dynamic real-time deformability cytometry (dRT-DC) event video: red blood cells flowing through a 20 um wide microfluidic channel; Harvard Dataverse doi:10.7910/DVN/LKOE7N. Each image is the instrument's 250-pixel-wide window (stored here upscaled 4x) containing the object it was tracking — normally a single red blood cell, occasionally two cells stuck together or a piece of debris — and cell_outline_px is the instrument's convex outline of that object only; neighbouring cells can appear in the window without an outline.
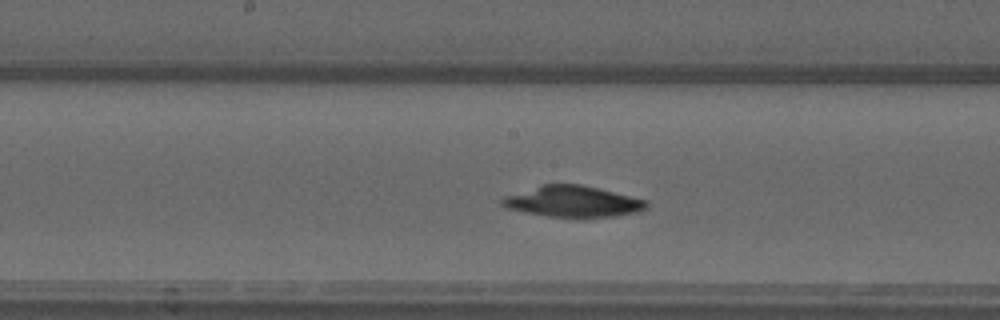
{"species": "common noctule bat (a hibernating species)", "species_latin": "Nyctalus noctula", "temperature_condition": "warm", "stored_images_in_passage": 43, "camera_frame_rate_fps": 3000, "um_per_image_px": 0.085, "animal": {"sex": "male", "forearm_length_mm": 52.5}, "frame": {"image": 1, "passage_image": 18, "time_ms": 5.667, "image_size_px": [1000, 320], "cell_outline_px": [[648, 208], [636, 212], [616, 216], [584, 220], [548, 216], [524, 212], [508, 208], [500, 204], [500, 200], [504, 196], [540, 184], [580, 184], [648, 200]], "centroid_in_image_um": [48.7, 17.16], "position_along_channel_um": 199.5, "area_um2": 26.88}}
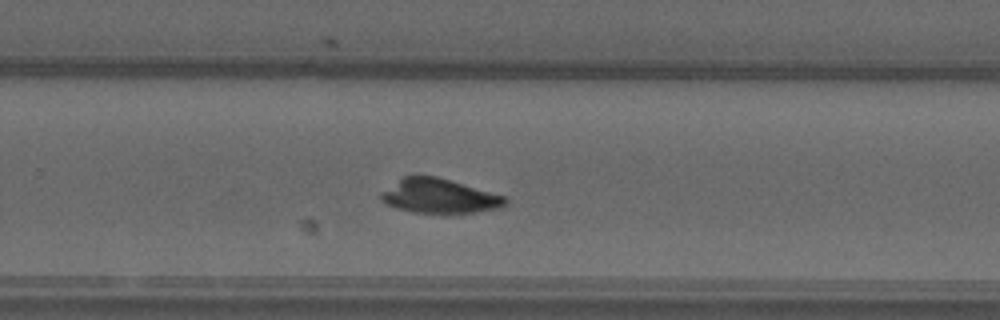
{"frame": {"image": 2, "passage_image": 25, "time_ms": 8.0, "image_size_px": [1000, 320], "cell_outline_px": [[508, 204], [504, 208], [448, 216], [444, 216], [412, 212], [396, 208], [384, 204], [380, 200], [380, 196], [384, 192], [404, 176], [436, 176], [504, 196], [508, 200]], "centroid_in_image_um": [37.39, 16.74], "position_along_channel_um": 292.4, "area_um2": 25.43}}
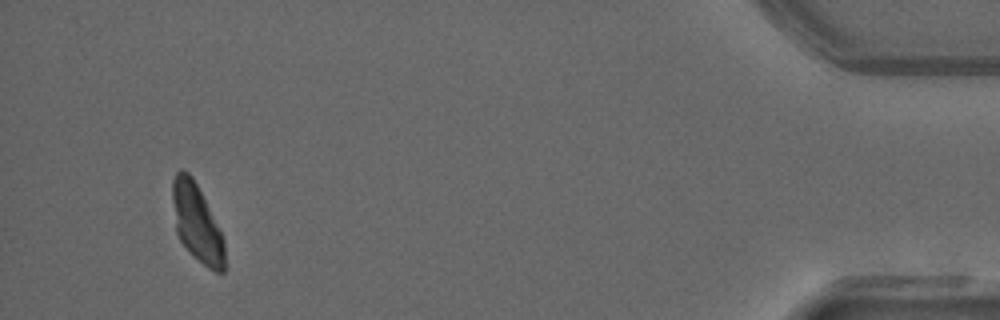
{"frame": {"image": 3, "passage_image": 40, "time_ms": 13.0, "image_size_px": [1000, 320], "cell_outline_px": [[224, 272], [216, 272], [208, 268], [180, 240], [176, 232], [172, 200], [172, 180], [176, 172], [180, 168], [188, 172], [192, 176], [224, 240]], "centroid_in_image_um": [16.7, 18.91], "position_along_channel_um": 418.5, "area_um2": 22.83}, "authors_computed_cell_mechanics": {"area_um2": 25.143, "velocity_mm_per_s": 4.0087, "shape_relaxation_time_tau1_ms": null, "shape_relaxation_time_tau2_ms": 4.6032, "deformation_change_tau1": null, "deformation_change_tau2": 0.1219}}